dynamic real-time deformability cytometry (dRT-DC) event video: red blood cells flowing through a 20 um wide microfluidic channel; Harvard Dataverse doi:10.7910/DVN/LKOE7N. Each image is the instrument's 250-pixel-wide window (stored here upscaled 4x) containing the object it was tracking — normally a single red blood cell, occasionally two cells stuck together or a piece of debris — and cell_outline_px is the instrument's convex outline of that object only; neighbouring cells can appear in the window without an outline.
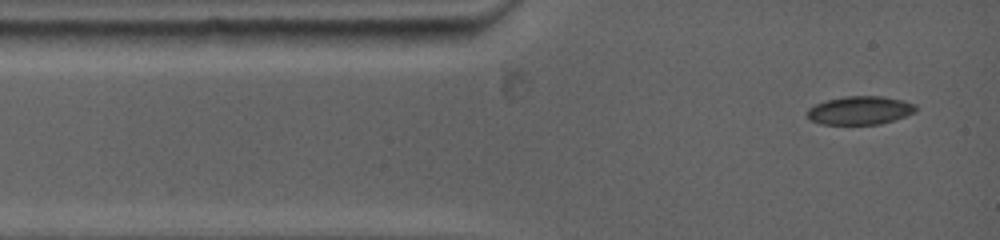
{"species": "common noctule bat (a hibernating species)", "species_latin": "Nyctalus noctula", "temperature_condition": "warm", "stored_images_in_passage": 13, "camera_frame_rate_fps": 5000, "um_per_image_px": 0.085, "animal": {"sex": "female", "body_mass_g": 19.0, "forearm_length_mm": 53.3}, "frame": {"image": 1, "passage_image": 1, "time_ms": 0.0, "image_size_px": [1000, 240], "cell_outline_px": [[916, 112], [880, 124], [820, 124], [808, 120], [804, 112], [808, 108], [816, 104], [828, 100], [844, 96], [880, 96], [904, 100], [916, 104]], "centroid_in_image_um": [73.05, 9.38], "position_along_channel_um": 11.9, "area_um2": 18.09}}
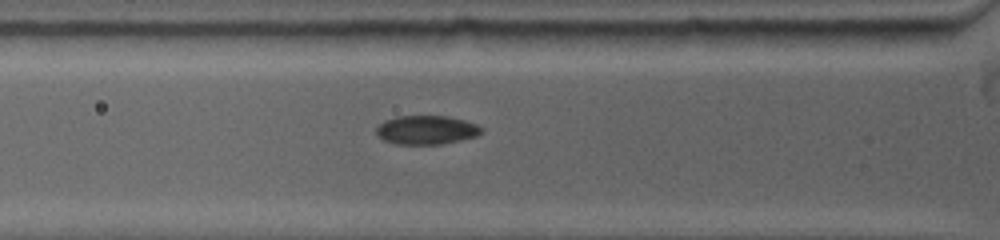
{"frame": {"image": 2, "passage_image": 8, "time_ms": 2.8, "image_size_px": [1000, 240], "cell_outline_px": [[484, 132], [476, 136], [460, 140], [440, 144], [396, 144], [384, 140], [376, 132], [376, 128], [384, 120], [396, 116], [448, 116], [464, 120], [476, 124], [484, 128]], "centroid_in_image_um": [36.27, 11.04], "position_along_channel_um": 89.5, "area_um2": 17.69}}
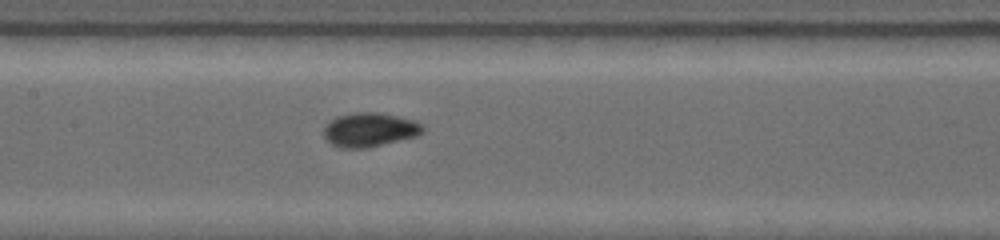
{"frame": {"image": 3, "passage_image": 13, "time_ms": 5.0, "image_size_px": [1000, 240], "cell_outline_px": [[424, 132], [416, 136], [368, 148], [340, 148], [332, 144], [324, 136], [324, 128], [336, 116], [352, 112], [376, 112], [396, 116], [412, 120], [420, 124], [424, 128]], "centroid_in_image_um": [31.4, 11.03], "position_along_channel_um": 176.0, "area_um2": 19.48}}